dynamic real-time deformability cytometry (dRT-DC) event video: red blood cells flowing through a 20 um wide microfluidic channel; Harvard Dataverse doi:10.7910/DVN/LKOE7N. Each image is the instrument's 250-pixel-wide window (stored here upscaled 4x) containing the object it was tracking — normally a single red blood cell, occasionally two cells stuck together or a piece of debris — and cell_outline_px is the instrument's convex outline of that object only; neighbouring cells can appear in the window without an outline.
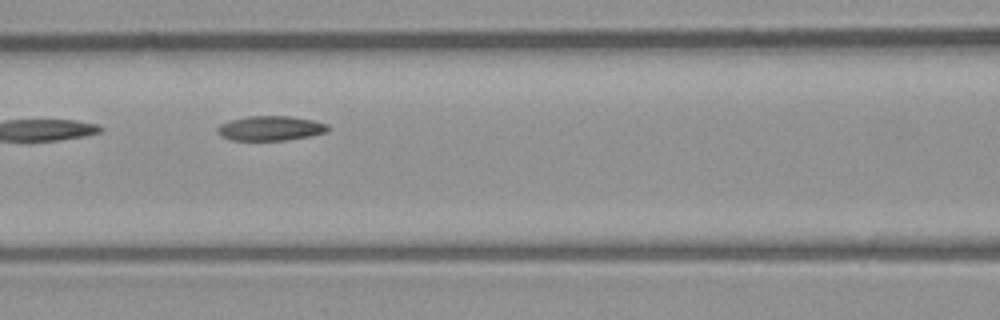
{"species": "common noctule bat (a hibernating species)", "species_latin": "Nyctalus noctula", "temperature_condition": "room temperature", "stored_images_in_passage": 7, "camera_frame_rate_fps": 3000, "um_per_image_px": 0.085, "animal": {"sex": "male", "body_mass_g": 23.1, "forearm_length_mm": 52.7}, "frame": {"image": 1, "passage_image": 4, "time_ms": 3.667, "image_size_px": [1000, 320], "cell_outline_px": [[328, 132], [312, 136], [284, 140], [232, 140], [220, 136], [216, 132], [216, 128], [220, 124], [232, 120], [248, 116], [292, 116], [312, 120], [328, 124]], "centroid_in_image_um": [22.99, 10.9], "position_along_channel_um": 143.6, "area_um2": 15.95}}
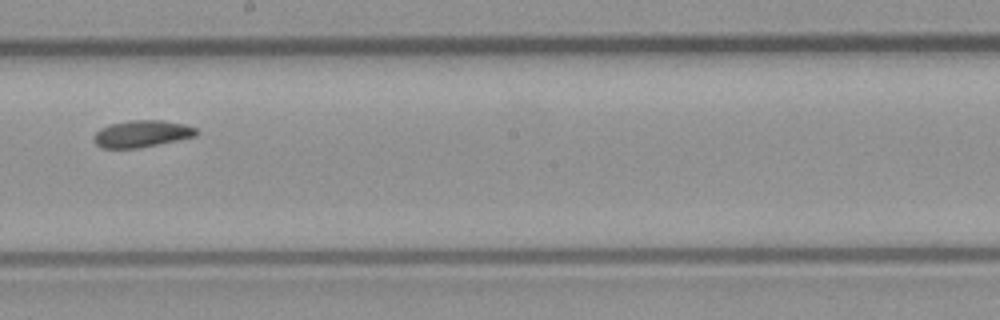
{"frame": {"image": 2, "passage_image": 6, "time_ms": 6.0, "image_size_px": [1000, 320], "cell_outline_px": [[200, 132], [196, 136], [136, 148], [104, 148], [96, 144], [92, 140], [92, 136], [100, 128], [108, 124], [132, 120], [160, 120], [184, 124], [196, 128]], "centroid_in_image_um": [12.02, 11.36], "position_along_channel_um": 236.2, "area_um2": 16.01}}
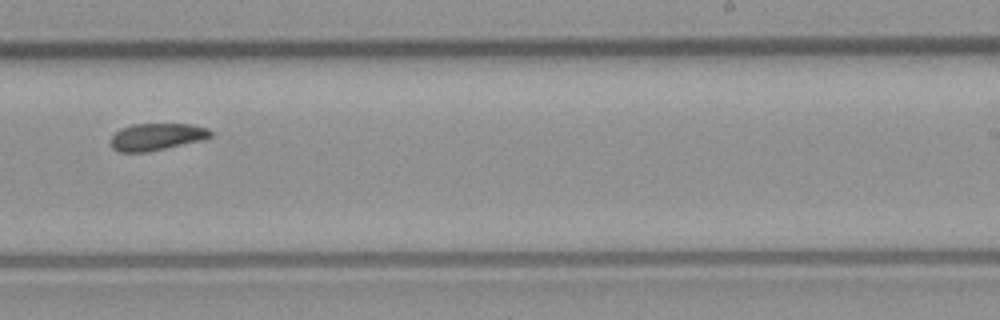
{"frame": {"image": 3, "passage_image": 7, "time_ms": 7.0, "image_size_px": [1000, 320], "cell_outline_px": [[212, 136], [204, 140], [144, 152], [120, 152], [112, 148], [112, 136], [120, 128], [132, 124], [192, 124], [208, 128], [212, 132]], "centroid_in_image_um": [13.34, 11.61], "position_along_channel_um": 275.7, "area_um2": 15.66}}